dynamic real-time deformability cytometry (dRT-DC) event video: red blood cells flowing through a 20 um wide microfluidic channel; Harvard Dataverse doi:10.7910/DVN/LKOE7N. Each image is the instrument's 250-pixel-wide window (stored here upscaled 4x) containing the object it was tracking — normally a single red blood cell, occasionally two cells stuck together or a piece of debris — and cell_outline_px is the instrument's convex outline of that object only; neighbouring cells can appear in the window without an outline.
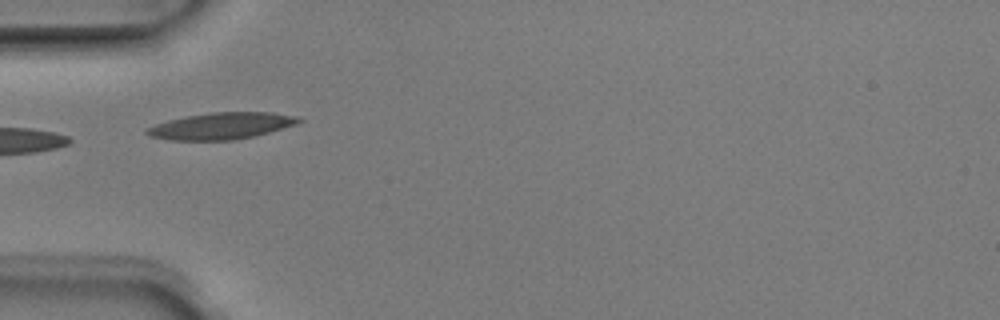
{"species": "Egyptian fruit bat (a non-hibernating species)", "species_latin": "Rousettus aegyptiacus", "temperature_condition": "room temperature", "stored_images_in_passage": 7, "camera_frame_rate_fps": 3000, "um_per_image_px": 0.085, "animal": {"sex": "male"}, "frame": {"image": 1, "passage_image": 5, "time_ms": 1.333, "image_size_px": [1000, 320], "cell_outline_px": [[304, 120], [296, 124], [256, 136], [236, 140], [172, 140], [148, 136], [144, 132], [144, 128], [168, 120], [184, 116], [212, 112], [272, 112], [300, 116]], "centroid_in_image_um": [18.82, 10.7], "position_along_channel_um": 66.2, "area_um2": 23.87}}
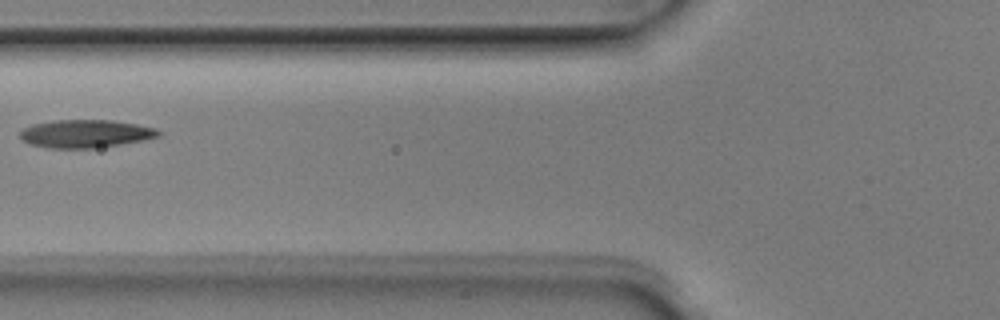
{"frame": {"image": 2, "passage_image": 6, "time_ms": 1.667, "image_size_px": [1000, 320], "cell_outline_px": [[160, 136], [144, 140], [120, 144], [92, 148], [48, 148], [32, 144], [24, 140], [20, 136], [20, 132], [24, 128], [32, 124], [56, 120], [112, 120], [136, 124], [156, 128], [160, 132]], "centroid_in_image_um": [7.29, 11.36], "position_along_channel_um": 118.5, "area_um2": 22.37}}
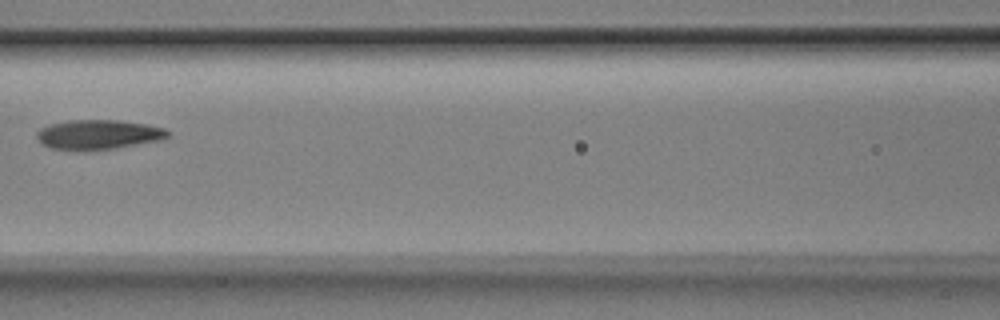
{"frame": {"image": 3, "passage_image": 7, "time_ms": 2.0, "image_size_px": [1000, 320], "cell_outline_px": [[172, 136], [160, 140], [116, 148], [84, 152], [76, 152], [52, 148], [40, 144], [36, 140], [36, 132], [40, 128], [48, 124], [68, 120], [120, 120], [148, 124], [164, 128], [172, 132]], "centroid_in_image_um": [8.33, 11.45], "position_along_channel_um": 158.3, "area_um2": 23.47}}